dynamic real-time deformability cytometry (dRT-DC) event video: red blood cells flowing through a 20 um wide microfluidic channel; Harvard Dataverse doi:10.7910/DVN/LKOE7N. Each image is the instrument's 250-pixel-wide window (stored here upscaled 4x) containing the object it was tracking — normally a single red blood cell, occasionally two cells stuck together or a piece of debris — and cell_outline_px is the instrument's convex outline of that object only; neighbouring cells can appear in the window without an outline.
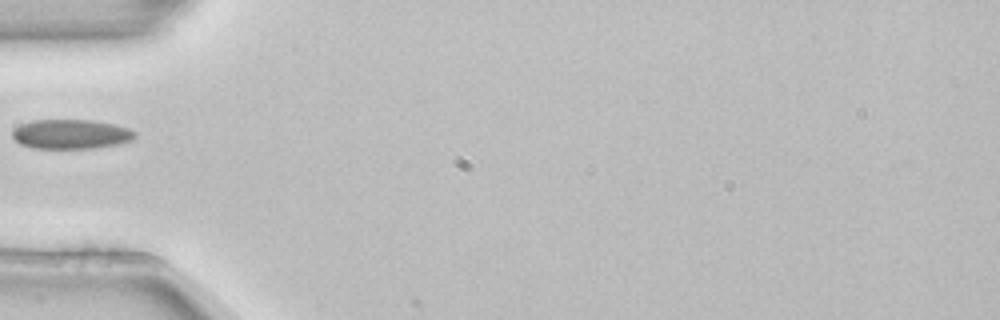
{"species": "common noctule bat (a hibernating species)", "species_latin": "Nyctalus noctula", "temperature_condition": "room temperature", "stored_images_in_passage": 1, "camera_frame_rate_fps": 3000, "um_per_image_px": 0.085, "animal": {"sex": "female", "body_mass_g": 22.7, "forearm_length_mm": 54.2}, "frame": {"image": 1, "passage_image": 1, "time_ms": 0.0, "image_size_px": [1000, 320], "cell_outline_px": [[136, 136], [132, 140], [116, 144], [96, 148], [32, 148], [20, 144], [12, 136], [12, 132], [20, 124], [32, 120], [92, 120], [112, 124], [128, 128], [136, 132]], "centroid_in_image_um": [6.02, 11.4], "position_along_channel_um": 79.0, "area_um2": 20.98}}